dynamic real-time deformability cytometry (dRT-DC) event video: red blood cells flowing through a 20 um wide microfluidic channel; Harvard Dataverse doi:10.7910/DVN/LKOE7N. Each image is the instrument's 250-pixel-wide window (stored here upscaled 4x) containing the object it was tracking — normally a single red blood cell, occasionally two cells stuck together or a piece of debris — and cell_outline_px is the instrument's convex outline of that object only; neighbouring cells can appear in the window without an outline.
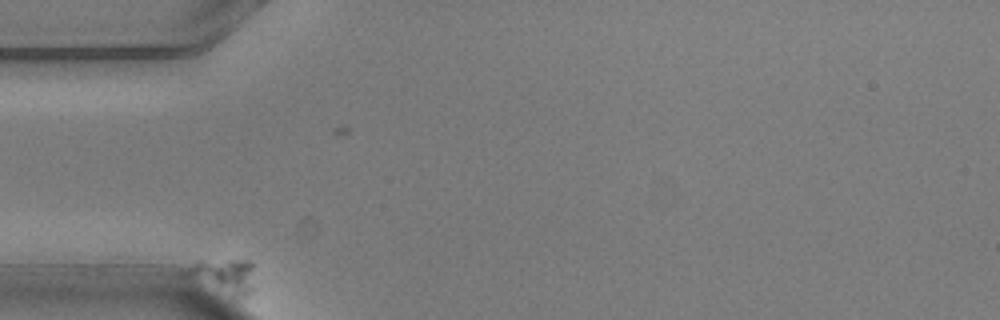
{"species": "common noctule bat (a hibernating species)", "species_latin": "Nyctalus noctula", "temperature_condition": "warm", "stored_images_in_passage": 2, "camera_frame_rate_fps": 3000, "um_per_image_px": 0.085, "animal": {"sex": "male", "body_mass_g": 20.5, "forearm_length_mm": 52.5}, "frame": {"image": 1, "passage_image": 1, "time_ms": 0.0, "image_size_px": [1000, 320], "cell_outline_px": [[256, 288], [248, 296], [236, 296], [188, 276], [180, 272], [180, 268], [196, 260], [252, 260]], "centroid_in_image_um": [19.04, 23.38], "position_along_channel_um": 66.0, "area_um2": 13.93}}